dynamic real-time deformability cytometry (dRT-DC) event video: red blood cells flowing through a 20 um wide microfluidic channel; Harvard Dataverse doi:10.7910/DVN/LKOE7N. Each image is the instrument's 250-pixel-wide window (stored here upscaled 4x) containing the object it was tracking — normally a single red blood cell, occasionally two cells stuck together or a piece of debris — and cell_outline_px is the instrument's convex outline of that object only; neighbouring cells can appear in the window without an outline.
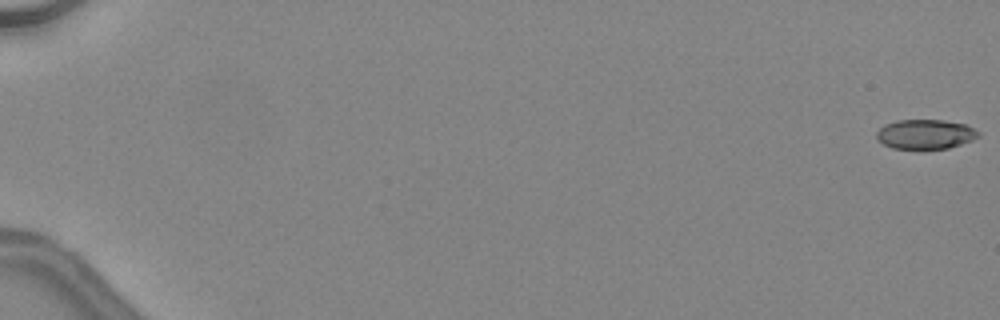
{"species": "common noctule bat (a hibernating species)", "species_latin": "Nyctalus noctula", "temperature_condition": "warm", "stored_images_in_passage": 48, "camera_frame_rate_fps": 3000, "um_per_image_px": 0.085, "animal": {"sex": "female", "body_mass_g": 24.6, "forearm_length_mm": 56.2}, "frame": {"image": 1, "passage_image": 1, "time_ms": 0.0, "image_size_px": [1000, 320], "cell_outline_px": [[980, 136], [972, 140], [948, 148], [924, 152], [892, 148], [884, 144], [876, 136], [876, 132], [884, 124], [896, 120], [944, 120], [964, 124], [980, 132]], "centroid_in_image_um": [78.64, 11.45], "position_along_channel_um": 6.4, "area_um2": 18.15}}
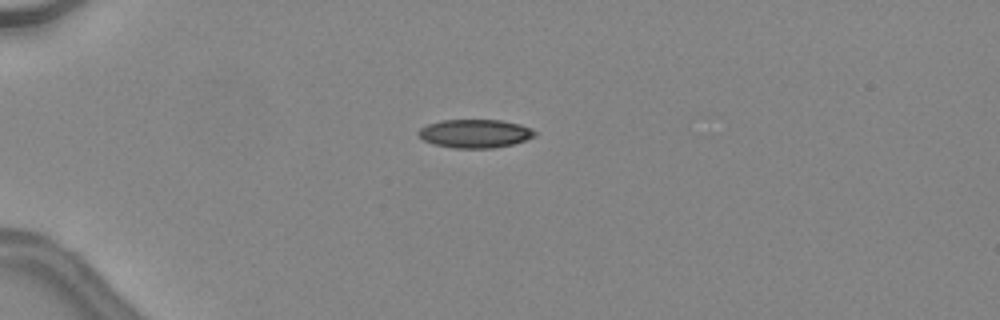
{"frame": {"image": 2, "passage_image": 15, "time_ms": 4.667, "image_size_px": [1000, 320], "cell_outline_px": [[536, 136], [512, 144], [492, 148], [452, 148], [432, 144], [424, 140], [416, 132], [420, 128], [428, 124], [440, 120], [500, 120], [520, 124], [532, 128], [536, 132]], "centroid_in_image_um": [40.36, 11.35], "position_along_channel_um": 44.6, "area_um2": 19.36}}
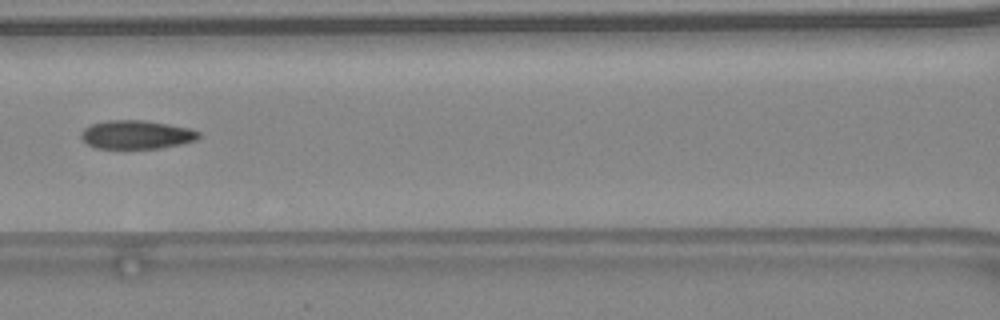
{"frame": {"image": 3, "passage_image": 25, "time_ms": 8.0, "image_size_px": [1000, 320], "cell_outline_px": [[200, 136], [196, 140], [180, 144], [160, 148], [96, 148], [88, 144], [80, 136], [80, 132], [84, 128], [92, 124], [108, 120], [144, 120], [168, 124], [188, 128], [200, 132]], "centroid_in_image_um": [11.59, 11.44], "position_along_channel_um": 155.0, "area_um2": 19.48}, "authors_computed_cell_mechanics": {"area_um2": 19.3919, "velocity_mm_per_s": 4.5683, "shape_relaxation_time_tau1_ms": 10.8473, "shape_relaxation_time_tau2_ms": 2.5753, "deformation_change_tau1": 0.2737, "deformation_change_tau2": 0.0984}}